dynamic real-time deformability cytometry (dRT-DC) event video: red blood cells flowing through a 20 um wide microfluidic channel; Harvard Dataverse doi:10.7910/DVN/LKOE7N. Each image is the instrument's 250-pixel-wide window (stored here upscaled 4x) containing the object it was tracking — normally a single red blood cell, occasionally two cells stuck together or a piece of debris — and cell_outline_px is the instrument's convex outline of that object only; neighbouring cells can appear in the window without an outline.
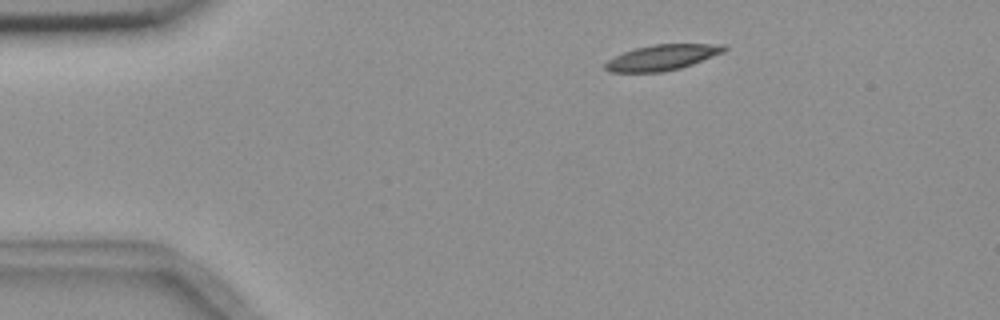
{"species": "common noctule bat (a hibernating species)", "species_latin": "Nyctalus noctula", "temperature_condition": "room temperature", "stored_images_in_passage": 6, "camera_frame_rate_fps": 3000, "um_per_image_px": 0.085, "animal": {"sex": "female", "body_mass_g": 18.4}, "frame": {"image": 1, "passage_image": 1, "time_ms": 0.0, "image_size_px": [1000, 320], "cell_outline_px": [[728, 48], [724, 52], [692, 64], [680, 68], [660, 72], [612, 72], [604, 68], [604, 64], [608, 60], [624, 52], [636, 48], [652, 44], [724, 44]], "centroid_in_image_um": [56.3, 4.88], "position_along_channel_um": 28.7, "area_um2": 17.57}}
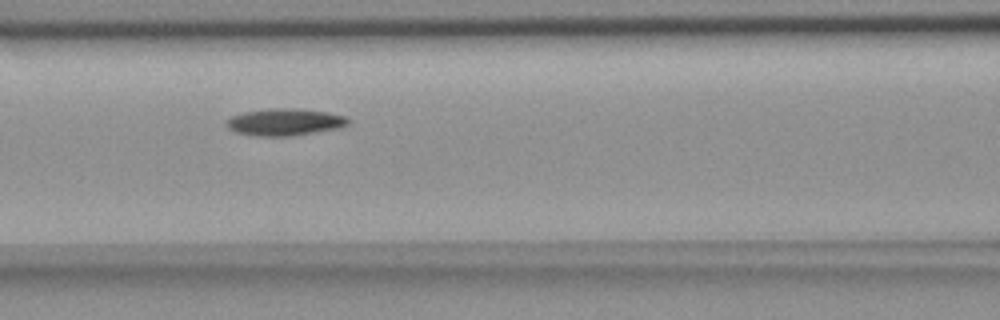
{"frame": {"image": 2, "passage_image": 5, "time_ms": 4.667, "image_size_px": [1000, 320], "cell_outline_px": [[348, 124], [340, 128], [292, 136], [256, 136], [236, 132], [228, 128], [224, 124], [232, 116], [244, 112], [268, 108], [296, 108], [328, 112], [344, 116], [348, 120]], "centroid_in_image_um": [24.19, 10.37], "position_along_channel_um": 142.4, "area_um2": 19.19}}
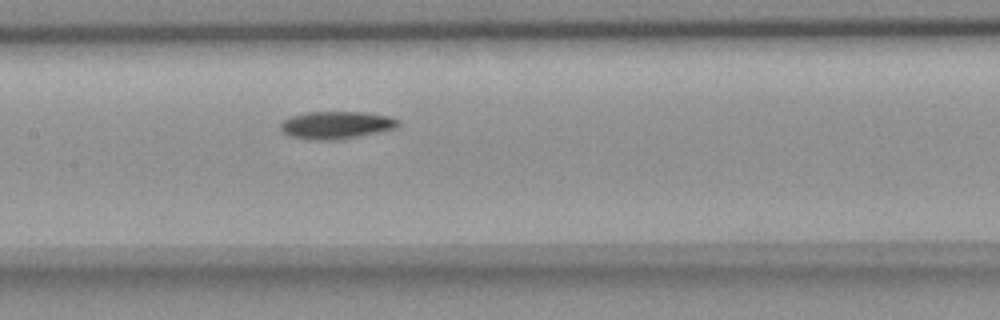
{"frame": {"image": 3, "passage_image": 6, "time_ms": 5.667, "image_size_px": [1000, 320], "cell_outline_px": [[400, 124], [396, 128], [356, 136], [328, 140], [312, 140], [292, 136], [284, 132], [280, 128], [280, 124], [284, 120], [292, 116], [308, 112], [364, 112], [388, 116], [400, 120]], "centroid_in_image_um": [28.59, 10.61], "position_along_channel_um": 178.8, "area_um2": 18.5}}